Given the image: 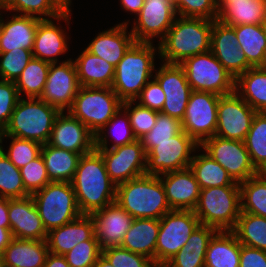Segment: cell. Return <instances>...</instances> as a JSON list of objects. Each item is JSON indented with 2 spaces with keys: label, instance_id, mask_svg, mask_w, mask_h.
Returning <instances> with one entry per match:
<instances>
[{
  "label": "cell",
  "instance_id": "91938a15",
  "mask_svg": "<svg viewBox=\"0 0 266 267\" xmlns=\"http://www.w3.org/2000/svg\"><path fill=\"white\" fill-rule=\"evenodd\" d=\"M0 227L10 228L8 218V198L0 197Z\"/></svg>",
  "mask_w": 266,
  "mask_h": 267
},
{
  "label": "cell",
  "instance_id": "52a82bcc",
  "mask_svg": "<svg viewBox=\"0 0 266 267\" xmlns=\"http://www.w3.org/2000/svg\"><path fill=\"white\" fill-rule=\"evenodd\" d=\"M122 103L111 87L80 86L68 112L96 135L122 108Z\"/></svg>",
  "mask_w": 266,
  "mask_h": 267
},
{
  "label": "cell",
  "instance_id": "e7e4bbea",
  "mask_svg": "<svg viewBox=\"0 0 266 267\" xmlns=\"http://www.w3.org/2000/svg\"><path fill=\"white\" fill-rule=\"evenodd\" d=\"M65 11H71L70 5L72 0H55Z\"/></svg>",
  "mask_w": 266,
  "mask_h": 267
},
{
  "label": "cell",
  "instance_id": "be15d7a7",
  "mask_svg": "<svg viewBox=\"0 0 266 267\" xmlns=\"http://www.w3.org/2000/svg\"><path fill=\"white\" fill-rule=\"evenodd\" d=\"M232 0H214L217 12L219 13L226 5H228Z\"/></svg>",
  "mask_w": 266,
  "mask_h": 267
},
{
  "label": "cell",
  "instance_id": "bcb514c9",
  "mask_svg": "<svg viewBox=\"0 0 266 267\" xmlns=\"http://www.w3.org/2000/svg\"><path fill=\"white\" fill-rule=\"evenodd\" d=\"M6 137L12 139L7 153L1 145L2 140ZM41 147L42 144L38 142L6 136L3 132H0V149L18 169L37 158L41 153Z\"/></svg>",
  "mask_w": 266,
  "mask_h": 267
},
{
  "label": "cell",
  "instance_id": "db71d44e",
  "mask_svg": "<svg viewBox=\"0 0 266 267\" xmlns=\"http://www.w3.org/2000/svg\"><path fill=\"white\" fill-rule=\"evenodd\" d=\"M20 98L15 82L0 80V132L8 126Z\"/></svg>",
  "mask_w": 266,
  "mask_h": 267
},
{
  "label": "cell",
  "instance_id": "484cf974",
  "mask_svg": "<svg viewBox=\"0 0 266 267\" xmlns=\"http://www.w3.org/2000/svg\"><path fill=\"white\" fill-rule=\"evenodd\" d=\"M52 19L41 20L35 33L33 57L49 63H58L59 55L68 50L67 35Z\"/></svg>",
  "mask_w": 266,
  "mask_h": 267
},
{
  "label": "cell",
  "instance_id": "603a6c76",
  "mask_svg": "<svg viewBox=\"0 0 266 267\" xmlns=\"http://www.w3.org/2000/svg\"><path fill=\"white\" fill-rule=\"evenodd\" d=\"M172 210H194L200 187L189 167L159 176Z\"/></svg>",
  "mask_w": 266,
  "mask_h": 267
},
{
  "label": "cell",
  "instance_id": "f1b7e54d",
  "mask_svg": "<svg viewBox=\"0 0 266 267\" xmlns=\"http://www.w3.org/2000/svg\"><path fill=\"white\" fill-rule=\"evenodd\" d=\"M159 229L160 219H133L120 247L149 258L155 265V248Z\"/></svg>",
  "mask_w": 266,
  "mask_h": 267
},
{
  "label": "cell",
  "instance_id": "83f0119b",
  "mask_svg": "<svg viewBox=\"0 0 266 267\" xmlns=\"http://www.w3.org/2000/svg\"><path fill=\"white\" fill-rule=\"evenodd\" d=\"M49 253L46 240L14 238L1 255L9 267H43Z\"/></svg>",
  "mask_w": 266,
  "mask_h": 267
},
{
  "label": "cell",
  "instance_id": "8d00e7d4",
  "mask_svg": "<svg viewBox=\"0 0 266 267\" xmlns=\"http://www.w3.org/2000/svg\"><path fill=\"white\" fill-rule=\"evenodd\" d=\"M189 168L193 172L200 189L217 186H240L235 182L221 164L206 152L194 155Z\"/></svg>",
  "mask_w": 266,
  "mask_h": 267
},
{
  "label": "cell",
  "instance_id": "2e32d148",
  "mask_svg": "<svg viewBox=\"0 0 266 267\" xmlns=\"http://www.w3.org/2000/svg\"><path fill=\"white\" fill-rule=\"evenodd\" d=\"M137 20L131 29L135 42L152 43V38L166 36L177 16L175 6L169 0H144Z\"/></svg>",
  "mask_w": 266,
  "mask_h": 267
},
{
  "label": "cell",
  "instance_id": "3957f363",
  "mask_svg": "<svg viewBox=\"0 0 266 267\" xmlns=\"http://www.w3.org/2000/svg\"><path fill=\"white\" fill-rule=\"evenodd\" d=\"M115 202L134 219H160L172 211L159 176L143 175L116 187Z\"/></svg>",
  "mask_w": 266,
  "mask_h": 267
},
{
  "label": "cell",
  "instance_id": "ac0fdd59",
  "mask_svg": "<svg viewBox=\"0 0 266 267\" xmlns=\"http://www.w3.org/2000/svg\"><path fill=\"white\" fill-rule=\"evenodd\" d=\"M154 79L166 95L161 113L182 121L193 91L180 64L163 63L155 72Z\"/></svg>",
  "mask_w": 266,
  "mask_h": 267
},
{
  "label": "cell",
  "instance_id": "816d5d0a",
  "mask_svg": "<svg viewBox=\"0 0 266 267\" xmlns=\"http://www.w3.org/2000/svg\"><path fill=\"white\" fill-rule=\"evenodd\" d=\"M101 254L114 267H153L154 263L147 257L131 252L120 246L108 247Z\"/></svg>",
  "mask_w": 266,
  "mask_h": 267
},
{
  "label": "cell",
  "instance_id": "ab89813d",
  "mask_svg": "<svg viewBox=\"0 0 266 267\" xmlns=\"http://www.w3.org/2000/svg\"><path fill=\"white\" fill-rule=\"evenodd\" d=\"M107 130L108 131L110 130V131L108 132ZM106 131L107 133H110L108 135L115 137L114 138L115 143L113 142V145L110 148L108 147L109 146L108 139H107L108 136H107ZM136 140L137 138L135 137L133 133L129 116L127 112L121 108L110 119V121L95 135V149H113L119 146L133 143Z\"/></svg>",
  "mask_w": 266,
  "mask_h": 267
},
{
  "label": "cell",
  "instance_id": "74e56055",
  "mask_svg": "<svg viewBox=\"0 0 266 267\" xmlns=\"http://www.w3.org/2000/svg\"><path fill=\"white\" fill-rule=\"evenodd\" d=\"M3 8L6 11L19 12L20 15L32 16L41 20L50 18L57 21L64 20L65 23H68L67 25L71 19V11H65L55 0H7Z\"/></svg>",
  "mask_w": 266,
  "mask_h": 267
},
{
  "label": "cell",
  "instance_id": "5bb4252c",
  "mask_svg": "<svg viewBox=\"0 0 266 267\" xmlns=\"http://www.w3.org/2000/svg\"><path fill=\"white\" fill-rule=\"evenodd\" d=\"M256 113L236 92L220 96L215 136L244 141Z\"/></svg>",
  "mask_w": 266,
  "mask_h": 267
},
{
  "label": "cell",
  "instance_id": "44dd1931",
  "mask_svg": "<svg viewBox=\"0 0 266 267\" xmlns=\"http://www.w3.org/2000/svg\"><path fill=\"white\" fill-rule=\"evenodd\" d=\"M91 216L94 222L95 237L101 250L121 246L134 219L116 202L93 212Z\"/></svg>",
  "mask_w": 266,
  "mask_h": 267
},
{
  "label": "cell",
  "instance_id": "f907efd6",
  "mask_svg": "<svg viewBox=\"0 0 266 267\" xmlns=\"http://www.w3.org/2000/svg\"><path fill=\"white\" fill-rule=\"evenodd\" d=\"M20 172L24 187L30 195L43 189L50 183L41 154L20 168Z\"/></svg>",
  "mask_w": 266,
  "mask_h": 267
},
{
  "label": "cell",
  "instance_id": "7a4b0ae2",
  "mask_svg": "<svg viewBox=\"0 0 266 267\" xmlns=\"http://www.w3.org/2000/svg\"><path fill=\"white\" fill-rule=\"evenodd\" d=\"M178 17L158 44L164 63L181 64L188 57L210 51L213 20Z\"/></svg>",
  "mask_w": 266,
  "mask_h": 267
},
{
  "label": "cell",
  "instance_id": "e575fe53",
  "mask_svg": "<svg viewBox=\"0 0 266 267\" xmlns=\"http://www.w3.org/2000/svg\"><path fill=\"white\" fill-rule=\"evenodd\" d=\"M265 17L266 0H232L218 13V20L230 26L260 25Z\"/></svg>",
  "mask_w": 266,
  "mask_h": 267
},
{
  "label": "cell",
  "instance_id": "f35d334b",
  "mask_svg": "<svg viewBox=\"0 0 266 267\" xmlns=\"http://www.w3.org/2000/svg\"><path fill=\"white\" fill-rule=\"evenodd\" d=\"M241 212L266 218V174H258L240 182Z\"/></svg>",
  "mask_w": 266,
  "mask_h": 267
},
{
  "label": "cell",
  "instance_id": "7c38bea8",
  "mask_svg": "<svg viewBox=\"0 0 266 267\" xmlns=\"http://www.w3.org/2000/svg\"><path fill=\"white\" fill-rule=\"evenodd\" d=\"M220 95L212 92L192 91L181 121L182 130L199 146L215 135L217 108Z\"/></svg>",
  "mask_w": 266,
  "mask_h": 267
},
{
  "label": "cell",
  "instance_id": "30bf717a",
  "mask_svg": "<svg viewBox=\"0 0 266 267\" xmlns=\"http://www.w3.org/2000/svg\"><path fill=\"white\" fill-rule=\"evenodd\" d=\"M200 225L194 210H172L160 218L155 265H165L187 243Z\"/></svg>",
  "mask_w": 266,
  "mask_h": 267
},
{
  "label": "cell",
  "instance_id": "d4e9b609",
  "mask_svg": "<svg viewBox=\"0 0 266 267\" xmlns=\"http://www.w3.org/2000/svg\"><path fill=\"white\" fill-rule=\"evenodd\" d=\"M95 235L91 215L82 214L75 220L47 233L49 252L64 255L82 241L90 240Z\"/></svg>",
  "mask_w": 266,
  "mask_h": 267
},
{
  "label": "cell",
  "instance_id": "681fc988",
  "mask_svg": "<svg viewBox=\"0 0 266 267\" xmlns=\"http://www.w3.org/2000/svg\"><path fill=\"white\" fill-rule=\"evenodd\" d=\"M101 248L95 235L87 241H82L64 254L70 267H93L101 255Z\"/></svg>",
  "mask_w": 266,
  "mask_h": 267
},
{
  "label": "cell",
  "instance_id": "003e7915",
  "mask_svg": "<svg viewBox=\"0 0 266 267\" xmlns=\"http://www.w3.org/2000/svg\"><path fill=\"white\" fill-rule=\"evenodd\" d=\"M262 27H263V30H264V33L266 36V17H265L264 21L262 22Z\"/></svg>",
  "mask_w": 266,
  "mask_h": 267
},
{
  "label": "cell",
  "instance_id": "8c879c8a",
  "mask_svg": "<svg viewBox=\"0 0 266 267\" xmlns=\"http://www.w3.org/2000/svg\"><path fill=\"white\" fill-rule=\"evenodd\" d=\"M0 267H9V266L0 263Z\"/></svg>",
  "mask_w": 266,
  "mask_h": 267
},
{
  "label": "cell",
  "instance_id": "6f0895ef",
  "mask_svg": "<svg viewBox=\"0 0 266 267\" xmlns=\"http://www.w3.org/2000/svg\"><path fill=\"white\" fill-rule=\"evenodd\" d=\"M43 267H70L64 255L49 252Z\"/></svg>",
  "mask_w": 266,
  "mask_h": 267
},
{
  "label": "cell",
  "instance_id": "9c48e42d",
  "mask_svg": "<svg viewBox=\"0 0 266 267\" xmlns=\"http://www.w3.org/2000/svg\"><path fill=\"white\" fill-rule=\"evenodd\" d=\"M180 65L193 91L212 92L220 96L235 92V78L211 51L188 57Z\"/></svg>",
  "mask_w": 266,
  "mask_h": 267
},
{
  "label": "cell",
  "instance_id": "ba28073f",
  "mask_svg": "<svg viewBox=\"0 0 266 267\" xmlns=\"http://www.w3.org/2000/svg\"><path fill=\"white\" fill-rule=\"evenodd\" d=\"M31 196L47 233L82 215L71 182H50Z\"/></svg>",
  "mask_w": 266,
  "mask_h": 267
},
{
  "label": "cell",
  "instance_id": "f5cc1de1",
  "mask_svg": "<svg viewBox=\"0 0 266 267\" xmlns=\"http://www.w3.org/2000/svg\"><path fill=\"white\" fill-rule=\"evenodd\" d=\"M177 16L217 20L218 12L214 0H180L175 6Z\"/></svg>",
  "mask_w": 266,
  "mask_h": 267
},
{
  "label": "cell",
  "instance_id": "60d3db41",
  "mask_svg": "<svg viewBox=\"0 0 266 267\" xmlns=\"http://www.w3.org/2000/svg\"><path fill=\"white\" fill-rule=\"evenodd\" d=\"M232 231L242 245L266 251L265 217L241 212Z\"/></svg>",
  "mask_w": 266,
  "mask_h": 267
},
{
  "label": "cell",
  "instance_id": "11a10c76",
  "mask_svg": "<svg viewBox=\"0 0 266 267\" xmlns=\"http://www.w3.org/2000/svg\"><path fill=\"white\" fill-rule=\"evenodd\" d=\"M138 103L141 106L147 107L158 112L162 111L166 95L163 92L159 83L153 78L142 89L140 95L137 97Z\"/></svg>",
  "mask_w": 266,
  "mask_h": 267
},
{
  "label": "cell",
  "instance_id": "cb8c5ba5",
  "mask_svg": "<svg viewBox=\"0 0 266 267\" xmlns=\"http://www.w3.org/2000/svg\"><path fill=\"white\" fill-rule=\"evenodd\" d=\"M128 22L129 20L100 32L85 49L116 67L135 42L131 31H127Z\"/></svg>",
  "mask_w": 266,
  "mask_h": 267
},
{
  "label": "cell",
  "instance_id": "7bdbcfd3",
  "mask_svg": "<svg viewBox=\"0 0 266 267\" xmlns=\"http://www.w3.org/2000/svg\"><path fill=\"white\" fill-rule=\"evenodd\" d=\"M251 162L258 172L266 171V112H257L244 140Z\"/></svg>",
  "mask_w": 266,
  "mask_h": 267
},
{
  "label": "cell",
  "instance_id": "ffe728a7",
  "mask_svg": "<svg viewBox=\"0 0 266 267\" xmlns=\"http://www.w3.org/2000/svg\"><path fill=\"white\" fill-rule=\"evenodd\" d=\"M210 51L235 79L251 68L239 47L234 28L218 19L213 20Z\"/></svg>",
  "mask_w": 266,
  "mask_h": 267
},
{
  "label": "cell",
  "instance_id": "b9f144b4",
  "mask_svg": "<svg viewBox=\"0 0 266 267\" xmlns=\"http://www.w3.org/2000/svg\"><path fill=\"white\" fill-rule=\"evenodd\" d=\"M50 63L33 57L15 81L19 96L23 92L26 98H40L47 81Z\"/></svg>",
  "mask_w": 266,
  "mask_h": 267
},
{
  "label": "cell",
  "instance_id": "e0dca14e",
  "mask_svg": "<svg viewBox=\"0 0 266 267\" xmlns=\"http://www.w3.org/2000/svg\"><path fill=\"white\" fill-rule=\"evenodd\" d=\"M59 64V65H58ZM80 88L77 71L73 60L50 63L42 101L65 112L72 107L74 98Z\"/></svg>",
  "mask_w": 266,
  "mask_h": 267
},
{
  "label": "cell",
  "instance_id": "f546056e",
  "mask_svg": "<svg viewBox=\"0 0 266 267\" xmlns=\"http://www.w3.org/2000/svg\"><path fill=\"white\" fill-rule=\"evenodd\" d=\"M78 82L85 87H111L115 77V66L103 58L91 54L84 49L82 53L73 60Z\"/></svg>",
  "mask_w": 266,
  "mask_h": 267
},
{
  "label": "cell",
  "instance_id": "680465c9",
  "mask_svg": "<svg viewBox=\"0 0 266 267\" xmlns=\"http://www.w3.org/2000/svg\"><path fill=\"white\" fill-rule=\"evenodd\" d=\"M120 3L121 7L126 10V12L130 11V13H135L137 16L144 5V0H120Z\"/></svg>",
  "mask_w": 266,
  "mask_h": 267
},
{
  "label": "cell",
  "instance_id": "6125c7cd",
  "mask_svg": "<svg viewBox=\"0 0 266 267\" xmlns=\"http://www.w3.org/2000/svg\"><path fill=\"white\" fill-rule=\"evenodd\" d=\"M93 267H114L102 254L98 257Z\"/></svg>",
  "mask_w": 266,
  "mask_h": 267
},
{
  "label": "cell",
  "instance_id": "8fae6325",
  "mask_svg": "<svg viewBox=\"0 0 266 267\" xmlns=\"http://www.w3.org/2000/svg\"><path fill=\"white\" fill-rule=\"evenodd\" d=\"M196 149L200 146L183 130L168 141L154 142L147 154L146 174L160 176L189 167Z\"/></svg>",
  "mask_w": 266,
  "mask_h": 267
},
{
  "label": "cell",
  "instance_id": "8992f818",
  "mask_svg": "<svg viewBox=\"0 0 266 267\" xmlns=\"http://www.w3.org/2000/svg\"><path fill=\"white\" fill-rule=\"evenodd\" d=\"M201 225L220 231H232L241 214L240 186H217L200 189L194 209Z\"/></svg>",
  "mask_w": 266,
  "mask_h": 267
},
{
  "label": "cell",
  "instance_id": "1f68e13d",
  "mask_svg": "<svg viewBox=\"0 0 266 267\" xmlns=\"http://www.w3.org/2000/svg\"><path fill=\"white\" fill-rule=\"evenodd\" d=\"M241 243L233 231L218 230L211 238L204 267H239Z\"/></svg>",
  "mask_w": 266,
  "mask_h": 267
},
{
  "label": "cell",
  "instance_id": "03108f58",
  "mask_svg": "<svg viewBox=\"0 0 266 267\" xmlns=\"http://www.w3.org/2000/svg\"><path fill=\"white\" fill-rule=\"evenodd\" d=\"M0 10H5V9L0 7ZM3 23H4V19L2 18L1 13H0V35L2 32V28H3Z\"/></svg>",
  "mask_w": 266,
  "mask_h": 267
},
{
  "label": "cell",
  "instance_id": "2644e50d",
  "mask_svg": "<svg viewBox=\"0 0 266 267\" xmlns=\"http://www.w3.org/2000/svg\"><path fill=\"white\" fill-rule=\"evenodd\" d=\"M153 267H166L165 265H154Z\"/></svg>",
  "mask_w": 266,
  "mask_h": 267
},
{
  "label": "cell",
  "instance_id": "7402d4cb",
  "mask_svg": "<svg viewBox=\"0 0 266 267\" xmlns=\"http://www.w3.org/2000/svg\"><path fill=\"white\" fill-rule=\"evenodd\" d=\"M8 218L14 238L46 240L47 232L31 195L8 199Z\"/></svg>",
  "mask_w": 266,
  "mask_h": 267
},
{
  "label": "cell",
  "instance_id": "94428289",
  "mask_svg": "<svg viewBox=\"0 0 266 267\" xmlns=\"http://www.w3.org/2000/svg\"><path fill=\"white\" fill-rule=\"evenodd\" d=\"M13 239L14 237L10 228L0 227V256Z\"/></svg>",
  "mask_w": 266,
  "mask_h": 267
},
{
  "label": "cell",
  "instance_id": "ee69618b",
  "mask_svg": "<svg viewBox=\"0 0 266 267\" xmlns=\"http://www.w3.org/2000/svg\"><path fill=\"white\" fill-rule=\"evenodd\" d=\"M20 169L0 149V197L14 199L27 197Z\"/></svg>",
  "mask_w": 266,
  "mask_h": 267
},
{
  "label": "cell",
  "instance_id": "4fadbf2b",
  "mask_svg": "<svg viewBox=\"0 0 266 267\" xmlns=\"http://www.w3.org/2000/svg\"><path fill=\"white\" fill-rule=\"evenodd\" d=\"M203 151L211 156L228 172L235 182H243L259 172L253 166L244 141L213 136L201 145Z\"/></svg>",
  "mask_w": 266,
  "mask_h": 267
},
{
  "label": "cell",
  "instance_id": "d6986e66",
  "mask_svg": "<svg viewBox=\"0 0 266 267\" xmlns=\"http://www.w3.org/2000/svg\"><path fill=\"white\" fill-rule=\"evenodd\" d=\"M57 116L49 145L82 155L95 150V134L68 111Z\"/></svg>",
  "mask_w": 266,
  "mask_h": 267
},
{
  "label": "cell",
  "instance_id": "f6af8a7d",
  "mask_svg": "<svg viewBox=\"0 0 266 267\" xmlns=\"http://www.w3.org/2000/svg\"><path fill=\"white\" fill-rule=\"evenodd\" d=\"M181 131L182 123L180 120L158 112L154 127L139 140L147 155L154 148V142L168 141Z\"/></svg>",
  "mask_w": 266,
  "mask_h": 267
},
{
  "label": "cell",
  "instance_id": "6da1fadb",
  "mask_svg": "<svg viewBox=\"0 0 266 267\" xmlns=\"http://www.w3.org/2000/svg\"><path fill=\"white\" fill-rule=\"evenodd\" d=\"M71 185L82 214L91 215L115 202L117 185L110 179L97 150L80 157Z\"/></svg>",
  "mask_w": 266,
  "mask_h": 267
},
{
  "label": "cell",
  "instance_id": "836d02e7",
  "mask_svg": "<svg viewBox=\"0 0 266 267\" xmlns=\"http://www.w3.org/2000/svg\"><path fill=\"white\" fill-rule=\"evenodd\" d=\"M235 92L256 112H266V66L251 67L239 75Z\"/></svg>",
  "mask_w": 266,
  "mask_h": 267
},
{
  "label": "cell",
  "instance_id": "c3c4849f",
  "mask_svg": "<svg viewBox=\"0 0 266 267\" xmlns=\"http://www.w3.org/2000/svg\"><path fill=\"white\" fill-rule=\"evenodd\" d=\"M32 58V51L22 48L0 53V79L15 82Z\"/></svg>",
  "mask_w": 266,
  "mask_h": 267
},
{
  "label": "cell",
  "instance_id": "9a60e30c",
  "mask_svg": "<svg viewBox=\"0 0 266 267\" xmlns=\"http://www.w3.org/2000/svg\"><path fill=\"white\" fill-rule=\"evenodd\" d=\"M103 157L110 179L116 184L146 174L147 155L140 140L113 149H95Z\"/></svg>",
  "mask_w": 266,
  "mask_h": 267
},
{
  "label": "cell",
  "instance_id": "4dcf8cb0",
  "mask_svg": "<svg viewBox=\"0 0 266 267\" xmlns=\"http://www.w3.org/2000/svg\"><path fill=\"white\" fill-rule=\"evenodd\" d=\"M218 230L199 225L188 238L187 243L166 264V267H204L208 244Z\"/></svg>",
  "mask_w": 266,
  "mask_h": 267
},
{
  "label": "cell",
  "instance_id": "7dc6e473",
  "mask_svg": "<svg viewBox=\"0 0 266 267\" xmlns=\"http://www.w3.org/2000/svg\"><path fill=\"white\" fill-rule=\"evenodd\" d=\"M136 104L132 107V104ZM122 109L129 116L133 133L137 140L148 133L156 124L158 111L141 106L136 100H128L122 103Z\"/></svg>",
  "mask_w": 266,
  "mask_h": 267
},
{
  "label": "cell",
  "instance_id": "277c9868",
  "mask_svg": "<svg viewBox=\"0 0 266 267\" xmlns=\"http://www.w3.org/2000/svg\"><path fill=\"white\" fill-rule=\"evenodd\" d=\"M156 51L159 54V45L155 47L153 43L134 42L115 67L111 88L123 102L137 99L154 77L152 71H155Z\"/></svg>",
  "mask_w": 266,
  "mask_h": 267
},
{
  "label": "cell",
  "instance_id": "9f6ffc18",
  "mask_svg": "<svg viewBox=\"0 0 266 267\" xmlns=\"http://www.w3.org/2000/svg\"><path fill=\"white\" fill-rule=\"evenodd\" d=\"M239 267H266V251L241 244Z\"/></svg>",
  "mask_w": 266,
  "mask_h": 267
},
{
  "label": "cell",
  "instance_id": "d6a6232c",
  "mask_svg": "<svg viewBox=\"0 0 266 267\" xmlns=\"http://www.w3.org/2000/svg\"><path fill=\"white\" fill-rule=\"evenodd\" d=\"M47 176L50 182H71L82 154L43 144L41 147Z\"/></svg>",
  "mask_w": 266,
  "mask_h": 267
},
{
  "label": "cell",
  "instance_id": "4316f807",
  "mask_svg": "<svg viewBox=\"0 0 266 267\" xmlns=\"http://www.w3.org/2000/svg\"><path fill=\"white\" fill-rule=\"evenodd\" d=\"M40 21L39 18L17 13L13 14L10 20L4 21L0 35V53L16 50V48L32 51Z\"/></svg>",
  "mask_w": 266,
  "mask_h": 267
},
{
  "label": "cell",
  "instance_id": "d590c367",
  "mask_svg": "<svg viewBox=\"0 0 266 267\" xmlns=\"http://www.w3.org/2000/svg\"><path fill=\"white\" fill-rule=\"evenodd\" d=\"M240 49L251 67L266 66V36L262 24L232 26Z\"/></svg>",
  "mask_w": 266,
  "mask_h": 267
},
{
  "label": "cell",
  "instance_id": "a7ac6f4b",
  "mask_svg": "<svg viewBox=\"0 0 266 267\" xmlns=\"http://www.w3.org/2000/svg\"><path fill=\"white\" fill-rule=\"evenodd\" d=\"M174 6H176L180 0H169Z\"/></svg>",
  "mask_w": 266,
  "mask_h": 267
},
{
  "label": "cell",
  "instance_id": "5b68a950",
  "mask_svg": "<svg viewBox=\"0 0 266 267\" xmlns=\"http://www.w3.org/2000/svg\"><path fill=\"white\" fill-rule=\"evenodd\" d=\"M60 110L40 98H20L3 133L47 144Z\"/></svg>",
  "mask_w": 266,
  "mask_h": 267
},
{
  "label": "cell",
  "instance_id": "89a4df30",
  "mask_svg": "<svg viewBox=\"0 0 266 267\" xmlns=\"http://www.w3.org/2000/svg\"><path fill=\"white\" fill-rule=\"evenodd\" d=\"M6 2L7 0H0V7L3 8Z\"/></svg>",
  "mask_w": 266,
  "mask_h": 267
}]
</instances>
